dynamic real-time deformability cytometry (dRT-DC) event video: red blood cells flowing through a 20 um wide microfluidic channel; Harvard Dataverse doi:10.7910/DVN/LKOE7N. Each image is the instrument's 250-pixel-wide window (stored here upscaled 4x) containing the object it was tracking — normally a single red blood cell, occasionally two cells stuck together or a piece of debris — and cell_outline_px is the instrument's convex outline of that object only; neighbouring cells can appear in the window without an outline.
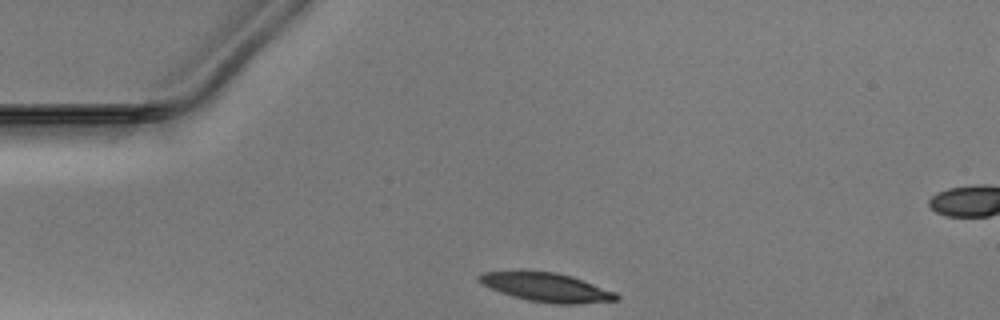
{"species": "Egyptian fruit bat (a non-hibernating species)", "species_latin": "Rousettus aegyptiacus", "temperature_condition": "warm", "stored_images_in_passage": 29, "camera_frame_rate_fps": 3000, "um_per_image_px": 0.085, "animal": {"sex": "male"}, "frame": {"image": 1, "passage_image": 1, "time_ms": 0.0, "image_size_px": [1000, 320], "cell_outline_px": [[620, 296], [616, 300], [576, 304], [556, 304], [528, 300], [512, 296], [500, 292], [484, 284], [476, 276], [484, 272], [556, 272], [572, 276], [616, 292]], "centroid_in_image_um": [46.51, 24.43], "position_along_channel_um": 38.5, "area_um2": 22.54}}
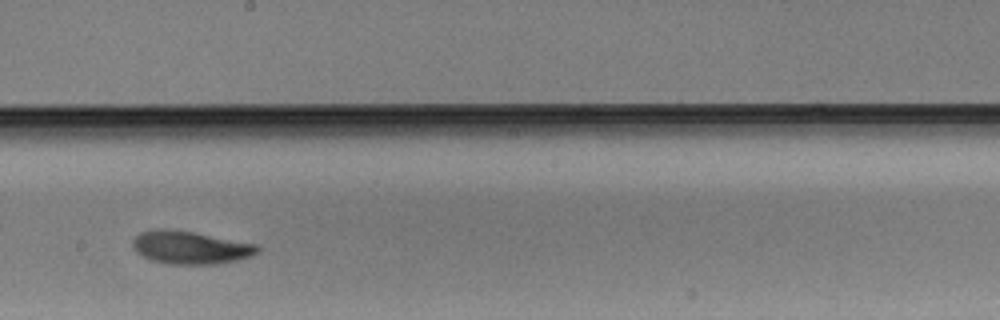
{"frame": {"image": 2, "passage_image": 18, "time_ms": 5.667, "image_size_px": [1000, 320], "cell_outline_px": [[260, 248], [252, 256], [240, 260], [216, 264], [168, 264], [152, 260], [136, 252], [132, 244], [132, 240], [140, 232], [156, 228], [164, 228], [192, 232], [256, 244]], "centroid_in_image_um": [16.16, 21.04], "position_along_channel_um": 232.0, "area_um2": 23.87}}
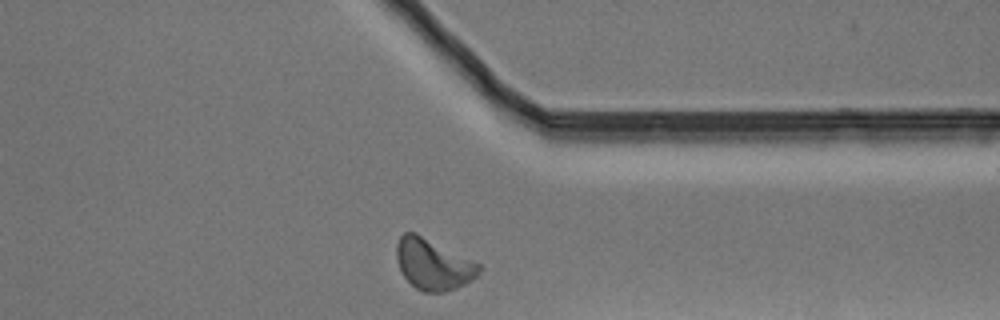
{"frame": {"image": 3, "passage_image": 29, "time_ms": 9.333, "image_size_px": [1000, 320], "cell_outline_px": [[480, 272], [472, 280], [456, 288], [444, 292], [424, 292], [416, 288], [404, 276], [396, 260], [396, 244], [400, 236], [404, 232], [416, 232], [480, 264]], "centroid_in_image_um": [36.8, 22.45], "position_along_channel_um": 374.6, "area_um2": 24.33}}